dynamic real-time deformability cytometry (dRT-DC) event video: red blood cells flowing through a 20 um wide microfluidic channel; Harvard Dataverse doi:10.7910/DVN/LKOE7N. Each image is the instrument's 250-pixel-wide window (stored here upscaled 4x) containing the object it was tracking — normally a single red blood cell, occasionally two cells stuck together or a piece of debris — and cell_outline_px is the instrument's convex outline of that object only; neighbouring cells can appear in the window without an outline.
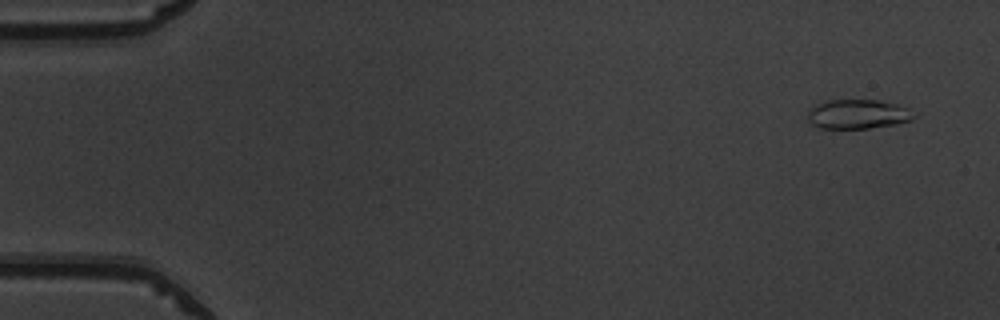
{"species": "common noctule bat (a hibernating species)", "species_latin": "Nyctalus noctula", "temperature_condition": "warm", "stored_images_in_passage": 50, "camera_frame_rate_fps": 3000, "um_per_image_px": 0.085, "animal": {"sex": "male", "body_mass_g": 19.5, "forearm_length_mm": 54.6}, "frame": {"image": 1, "passage_image": 1, "time_ms": 0.0, "image_size_px": [1000, 320], "cell_outline_px": [[916, 116], [912, 120], [896, 124], [868, 128], [820, 128], [812, 124], [808, 120], [808, 112], [816, 104], [828, 100], [880, 100], [896, 104], [904, 108]], "centroid_in_image_um": [72.89, 9.7], "position_along_channel_um": 12.1, "area_um2": 17.92}}
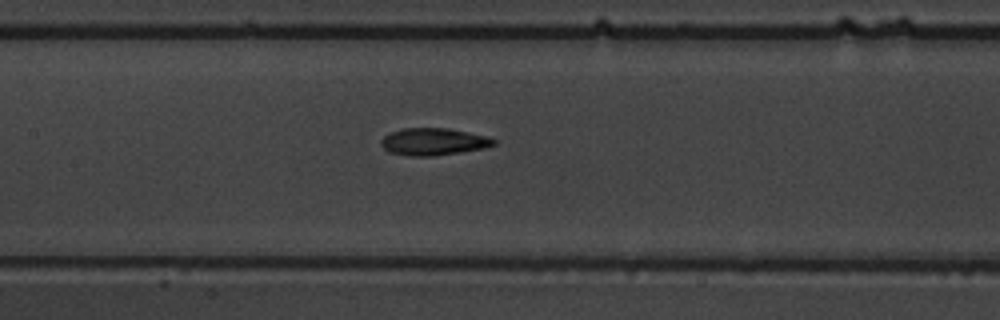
{"frame": {"image": 2, "passage_image": 23, "time_ms": 7.333, "image_size_px": [1000, 320], "cell_outline_px": [[496, 144], [484, 148], [460, 152], [432, 156], [412, 156], [388, 152], [380, 144], [380, 140], [388, 132], [404, 128], [448, 128], [488, 136], [496, 140]], "centroid_in_image_um": [36.82, 12.03], "position_along_channel_um": 170.6, "area_um2": 17.92}}
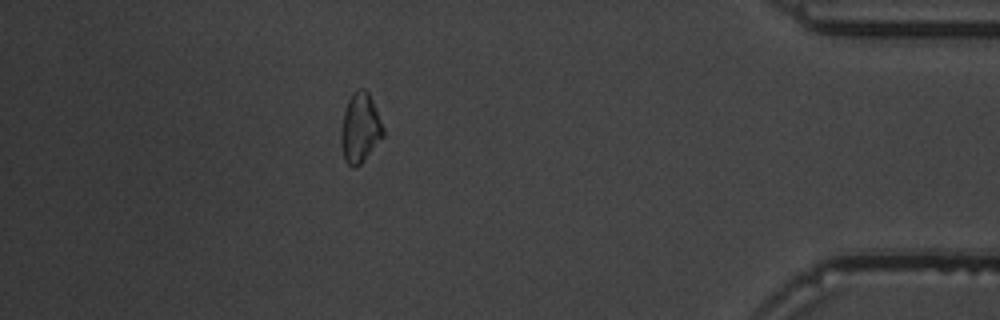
{"frame": {"image": 3, "passage_image": 44, "time_ms": 14.333, "image_size_px": [1000, 320], "cell_outline_px": [[384, 136], [364, 160], [356, 168], [352, 168], [344, 160], [340, 140], [340, 132], [344, 112], [348, 100], [360, 88], [364, 88], [368, 92], [376, 108], [384, 128]], "centroid_in_image_um": [30.61, 10.92], "position_along_channel_um": 404.6, "area_um2": 17.05}, "authors_computed_cell_mechanics": {"area_um2": 17.4845, "velocity_mm_per_s": 3.9547, "shape_relaxation_time_tau1_ms": 4.0194, "shape_relaxation_time_tau2_ms": 3.7319, "deformation_change_tau1": 0.1472, "deformation_change_tau2": 0.1014}}